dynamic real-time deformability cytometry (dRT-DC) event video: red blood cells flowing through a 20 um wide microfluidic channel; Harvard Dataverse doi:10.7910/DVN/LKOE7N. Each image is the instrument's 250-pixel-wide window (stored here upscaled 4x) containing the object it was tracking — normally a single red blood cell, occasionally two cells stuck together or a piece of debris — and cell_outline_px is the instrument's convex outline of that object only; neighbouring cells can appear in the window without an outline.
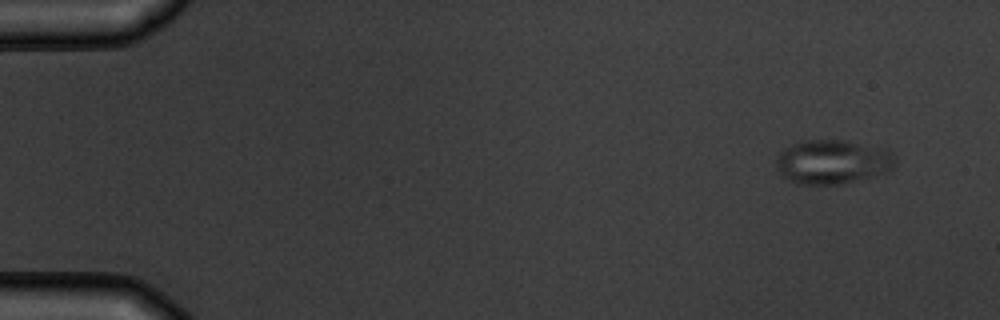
{"species": "common noctule bat (a hibernating species)", "species_latin": "Nyctalus noctula", "temperature_condition": "warm", "stored_images_in_passage": 4, "camera_frame_rate_fps": 3000, "um_per_image_px": 0.085, "animal": {"sex": "male", "body_mass_g": 19.5, "forearm_length_mm": 54.6}, "frame": {"image": 1, "passage_image": 1, "time_ms": 0.0, "image_size_px": [1000, 320], "cell_outline_px": [[896, 160], [892, 168], [884, 172], [840, 184], [796, 184], [784, 176], [780, 172], [776, 164], [776, 160], [780, 152], [784, 148], [792, 144], [804, 140], [848, 140], [888, 148], [896, 156]], "centroid_in_image_um": [70.79, 13.72], "position_along_channel_um": 14.2, "area_um2": 30.63}}